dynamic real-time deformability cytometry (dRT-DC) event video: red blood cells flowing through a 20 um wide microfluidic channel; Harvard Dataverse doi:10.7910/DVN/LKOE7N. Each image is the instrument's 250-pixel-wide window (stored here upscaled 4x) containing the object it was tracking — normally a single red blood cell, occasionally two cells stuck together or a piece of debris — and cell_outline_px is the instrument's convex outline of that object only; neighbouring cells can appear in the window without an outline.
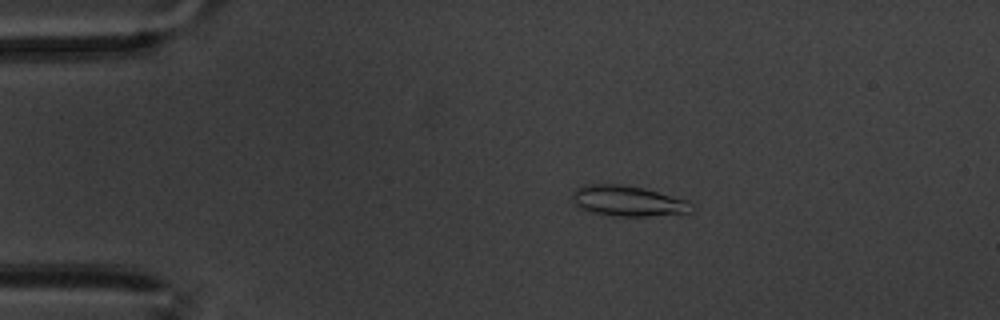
{"species": "common noctule bat (a hibernating species)", "species_latin": "Nyctalus noctula", "temperature_condition": "warm", "stored_images_in_passage": 53, "camera_frame_rate_fps": 3000, "um_per_image_px": 0.085, "animal": {"sex": "male", "body_mass_g": 20.1, "forearm_length_mm": 53.5}, "frame": {"image": 1, "passage_image": 5, "time_ms": 1.333, "image_size_px": [1000, 320], "cell_outline_px": [[696, 208], [692, 212], [648, 216], [616, 216], [596, 212], [580, 208], [572, 200], [572, 196], [576, 188], [588, 184], [620, 184], [644, 188], [688, 200]], "centroid_in_image_um": [53.42, 17.08], "position_along_channel_um": 31.6, "area_um2": 21.1}}
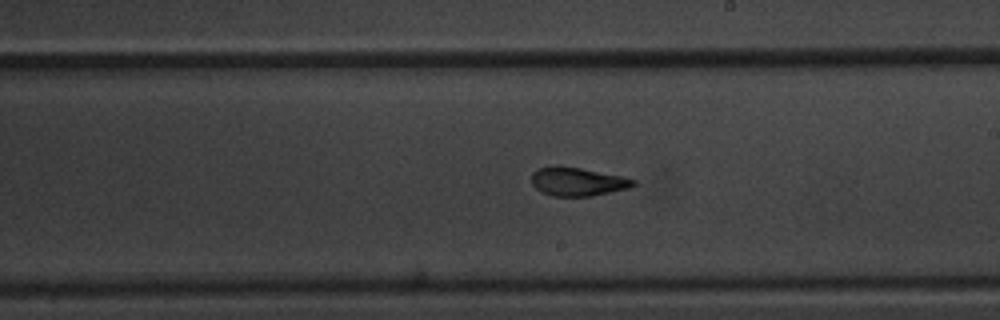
{"frame": {"image": 2, "passage_image": 28, "time_ms": 9.0, "image_size_px": [1000, 320], "cell_outline_px": [[636, 184], [628, 188], [592, 196], [552, 196], [540, 192], [532, 184], [532, 172], [536, 168], [552, 164], [560, 164], [624, 176], [636, 180]], "centroid_in_image_um": [49.05, 15.41], "position_along_channel_um": 240.0, "area_um2": 17.4}}
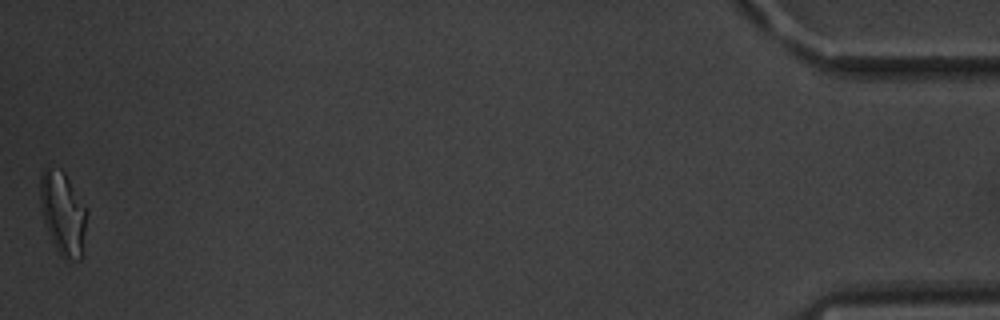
{"frame": {"image": 3, "passage_image": 53, "time_ms": 17.333, "image_size_px": [1000, 320], "cell_outline_px": [[88, 212], [84, 256], [80, 260], [68, 260], [60, 256], [48, 232], [40, 208], [40, 176], [44, 168], [60, 168], [64, 172], [88, 208]], "centroid_in_image_um": [5.4, 18.16], "position_along_channel_um": 429.8, "area_um2": 23.29}, "authors_computed_cell_mechanics": {"area_um2": 17.6868, "velocity_mm_per_s": 3.3857, "shape_relaxation_time_tau1_ms": 5.9629, "shape_relaxation_time_tau2_ms": 1.8405, "deformation_change_tau1": 0.1717, "deformation_change_tau2": 0.0868}}